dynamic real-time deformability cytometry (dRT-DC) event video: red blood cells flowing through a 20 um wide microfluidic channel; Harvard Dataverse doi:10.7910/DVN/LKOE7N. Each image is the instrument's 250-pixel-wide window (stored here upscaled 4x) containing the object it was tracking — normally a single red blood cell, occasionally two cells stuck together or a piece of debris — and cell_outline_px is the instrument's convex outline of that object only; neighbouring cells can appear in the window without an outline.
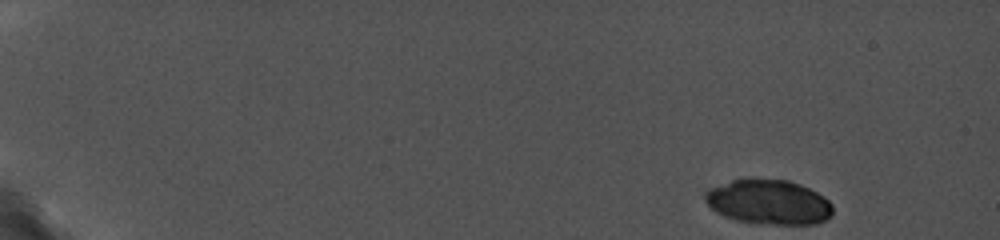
{"species": "common noctule bat (a hibernating species)", "species_latin": "Nyctalus noctula", "temperature_condition": "cold", "stored_images_in_passage": 22, "camera_frame_rate_fps": 5000, "um_per_image_px": 0.085, "animal": {"sex": "female", "body_mass_g": 19.0, "forearm_length_mm": 56.7}, "frame": {"image": 1, "passage_image": 1, "time_ms": 0.0, "image_size_px": [1000, 240], "cell_outline_px": [[832, 216], [828, 220], [816, 224], [760, 224], [736, 220], [724, 216], [716, 212], [704, 200], [704, 192], [708, 188], [744, 176], [752, 176], [788, 180], [800, 184], [824, 196], [832, 204]], "centroid_in_image_um": [65.32, 17.14], "position_along_channel_um": 19.7, "area_um2": 34.22}}